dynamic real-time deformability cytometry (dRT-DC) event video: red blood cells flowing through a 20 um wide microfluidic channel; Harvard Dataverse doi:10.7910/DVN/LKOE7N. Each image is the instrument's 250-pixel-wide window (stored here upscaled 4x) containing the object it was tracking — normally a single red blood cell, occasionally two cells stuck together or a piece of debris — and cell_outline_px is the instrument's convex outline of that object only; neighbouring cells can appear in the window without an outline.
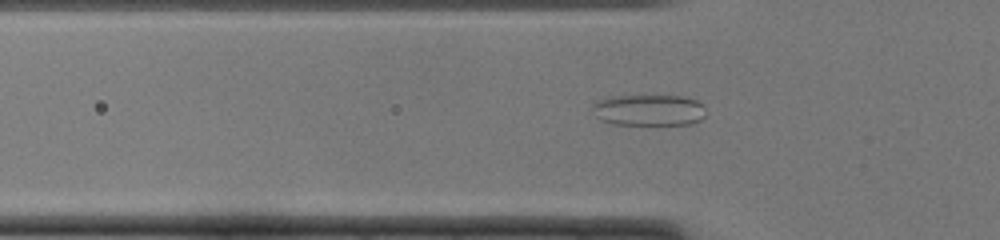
{"species": "common noctule bat (a hibernating species)", "species_latin": "Nyctalus noctula", "temperature_condition": "cold", "stored_images_in_passage": 50, "camera_frame_rate_fps": 3000, "um_per_image_px": 0.085, "animal": {"sex": "female", "body_mass_g": 22.0, "forearm_length_mm": 56.7}, "frame": {"image": 1, "passage_image": 16, "time_ms": 5.0, "image_size_px": [1000, 240], "cell_outline_px": [[704, 116], [700, 120], [692, 124], [612, 124], [600, 120], [596, 116], [592, 108], [592, 104], [596, 100], [612, 96], [684, 96], [696, 100], [704, 104]], "centroid_in_image_um": [55.14, 9.35], "position_along_channel_um": 70.7, "area_um2": 20.75}}
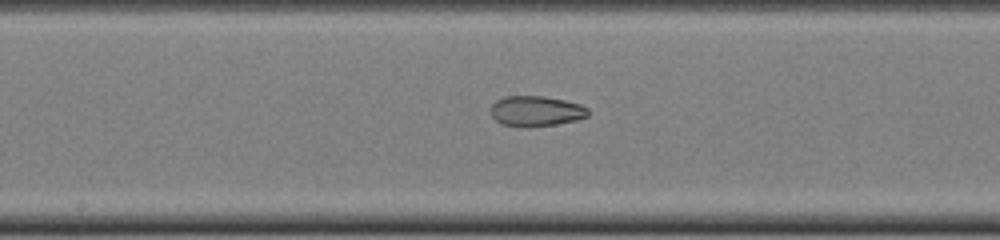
{"frame": {"image": 2, "passage_image": 26, "time_ms": 8.333, "image_size_px": [1000, 240], "cell_outline_px": [[588, 116], [576, 120], [556, 124], [500, 124], [492, 116], [492, 104], [496, 100], [504, 96], [544, 96], [564, 100], [580, 104], [588, 108]], "centroid_in_image_um": [45.59, 9.39], "position_along_channel_um": 202.6, "area_um2": 16.53}}
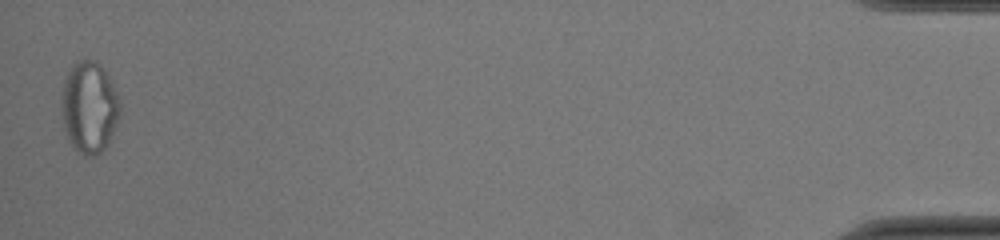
{"frame": {"image": 3, "passage_image": 50, "time_ms": 16.333, "image_size_px": [1000, 240], "cell_outline_px": [[120, 116], [104, 148], [100, 152], [92, 156], [88, 156], [80, 152], [68, 140], [64, 128], [60, 112], [60, 96], [64, 80], [72, 64], [76, 60], [92, 60], [100, 64], [104, 68], [120, 96]], "centroid_in_image_um": [7.56, 9.07], "position_along_channel_um": 427.6, "area_um2": 31.5}, "authors_computed_cell_mechanics": {"area_um2": 23.4957, "velocity_mm_per_s": 3.9548, "shape_relaxation_time_tau1_ms": null, "shape_relaxation_time_tau2_ms": 3.3896, "deformation_change_tau1": null, "deformation_change_tau2": 0.092}}